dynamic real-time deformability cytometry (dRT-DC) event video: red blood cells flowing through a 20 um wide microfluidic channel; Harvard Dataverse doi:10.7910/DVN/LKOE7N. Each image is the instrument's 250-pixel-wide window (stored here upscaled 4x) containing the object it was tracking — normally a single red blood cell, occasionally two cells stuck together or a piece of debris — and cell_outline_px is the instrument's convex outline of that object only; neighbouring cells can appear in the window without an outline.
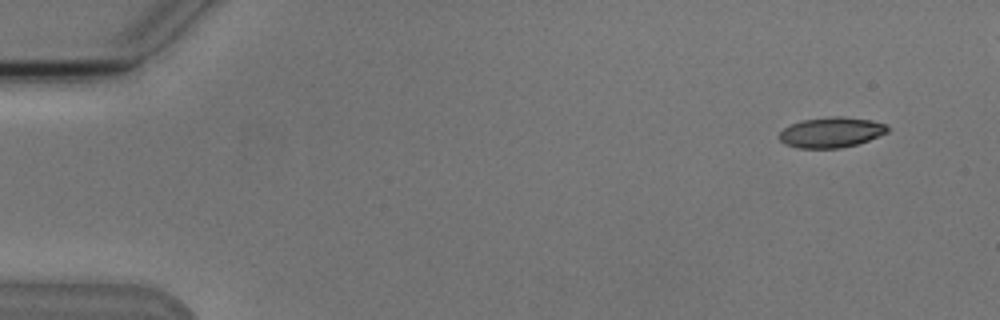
{"species": "Egyptian fruit bat (a non-hibernating species)", "species_latin": "Rousettus aegyptiacus", "temperature_condition": "cold", "stored_images_in_passage": 5, "camera_frame_rate_fps": 3000, "um_per_image_px": 0.085, "animal": {"sex": "male"}, "frame": {"image": 1, "passage_image": 1, "time_ms": 0.0, "image_size_px": [1000, 320], "cell_outline_px": [[888, 132], [868, 140], [856, 144], [840, 148], [800, 148], [784, 144], [780, 140], [780, 132], [784, 128], [792, 124], [804, 120], [832, 116], [840, 116], [872, 120], [884, 124], [888, 128]], "centroid_in_image_um": [70.65, 11.25], "position_along_channel_um": 14.3, "area_um2": 18.9}}